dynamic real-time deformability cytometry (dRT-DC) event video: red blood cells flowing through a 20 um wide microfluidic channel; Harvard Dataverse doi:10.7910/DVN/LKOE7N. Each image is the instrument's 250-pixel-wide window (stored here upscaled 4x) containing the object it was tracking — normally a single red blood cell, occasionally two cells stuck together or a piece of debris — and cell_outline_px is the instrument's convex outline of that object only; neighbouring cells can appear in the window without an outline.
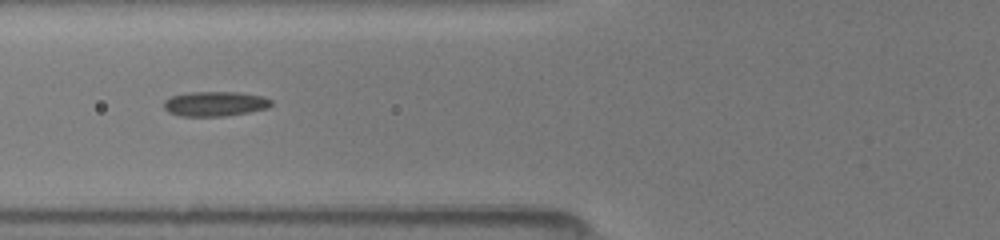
{"species": "common noctule bat (a hibernating species)", "species_latin": "Nyctalus noctula", "temperature_condition": "room temperature", "stored_images_in_passage": 11, "camera_frame_rate_fps": 3000, "um_per_image_px": 0.085, "animal": {"sex": "female", "body_mass_g": 19.5, "forearm_length_mm": 54.1}, "frame": {"image": 1, "passage_image": 4, "time_ms": 1.333, "image_size_px": [1000, 240], "cell_outline_px": [[272, 104], [268, 108], [248, 112], [224, 116], [180, 116], [168, 112], [164, 108], [164, 100], [172, 96], [188, 92], [240, 92], [264, 96], [272, 100]], "centroid_in_image_um": [18.28, 8.82], "position_along_channel_um": 107.5, "area_um2": 15.61}}
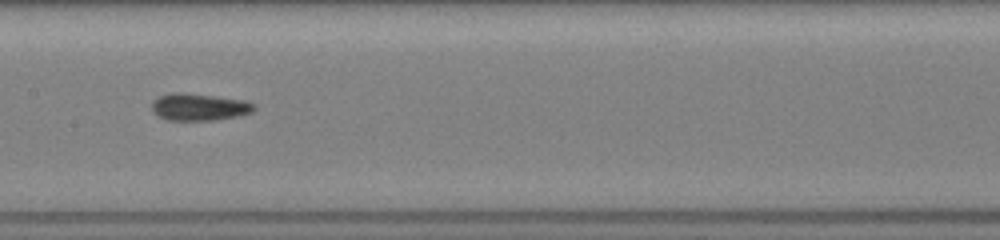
{"frame": {"image": 2, "passage_image": 7, "time_ms": 3.333, "image_size_px": [1000, 240], "cell_outline_px": [[256, 108], [252, 112], [236, 116], [212, 120], [168, 120], [160, 116], [152, 108], [152, 100], [160, 96], [172, 92], [184, 92], [244, 100], [256, 104]], "centroid_in_image_um": [16.94, 9.08], "position_along_channel_um": 190.5, "area_um2": 16.01}}